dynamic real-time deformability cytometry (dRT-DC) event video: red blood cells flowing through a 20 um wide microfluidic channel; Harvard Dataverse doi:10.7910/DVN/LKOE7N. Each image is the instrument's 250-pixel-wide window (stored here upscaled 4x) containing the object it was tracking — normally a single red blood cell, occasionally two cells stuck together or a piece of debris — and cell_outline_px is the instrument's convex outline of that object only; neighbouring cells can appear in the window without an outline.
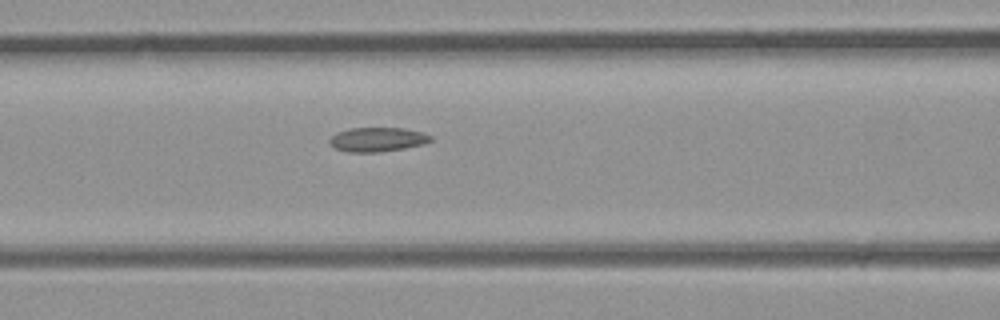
{"species": "common noctule bat (a hibernating species)", "species_latin": "Nyctalus noctula", "temperature_condition": "room temperature", "stored_images_in_passage": 4, "camera_frame_rate_fps": 3000, "um_per_image_px": 0.085, "animal": {"sex": "male", "body_mass_g": 23.1, "forearm_length_mm": 52.7}, "frame": {"image": 1, "passage_image": 4, "time_ms": 1.0, "image_size_px": [1000, 320], "cell_outline_px": [[432, 140], [424, 144], [404, 148], [380, 152], [348, 152], [336, 148], [328, 140], [336, 132], [352, 128], [404, 128], [420, 132], [432, 136]], "centroid_in_image_um": [32.09, 11.85], "position_along_channel_um": 134.5, "area_um2": 14.16}}